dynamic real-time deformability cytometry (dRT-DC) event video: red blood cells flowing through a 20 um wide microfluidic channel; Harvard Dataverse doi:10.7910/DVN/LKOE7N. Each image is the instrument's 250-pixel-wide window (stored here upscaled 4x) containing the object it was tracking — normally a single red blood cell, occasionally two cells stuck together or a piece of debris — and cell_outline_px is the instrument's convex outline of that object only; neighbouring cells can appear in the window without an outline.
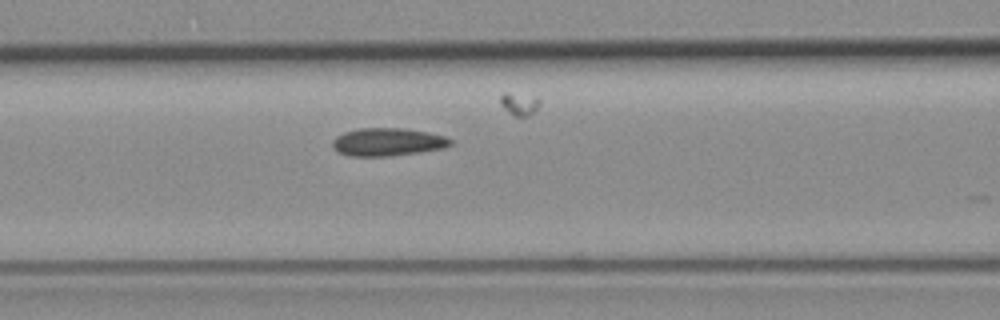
{"species": "common noctule bat (a hibernating species)", "species_latin": "Nyctalus noctula", "temperature_condition": "room temperature", "stored_images_in_passage": 11, "camera_frame_rate_fps": 3000, "um_per_image_px": 0.085, "animal": {"sex": "female", "body_mass_g": 19.3, "forearm_length_mm": 54.1}, "frame": {"image": 1, "passage_image": 7, "time_ms": 2.0, "image_size_px": [1000, 320], "cell_outline_px": [[452, 144], [444, 148], [388, 156], [352, 156], [340, 152], [332, 144], [332, 140], [336, 136], [344, 132], [360, 128], [404, 128], [428, 132], [444, 136], [452, 140]], "centroid_in_image_um": [32.96, 12.05], "position_along_channel_um": 133.6, "area_um2": 18.96}}
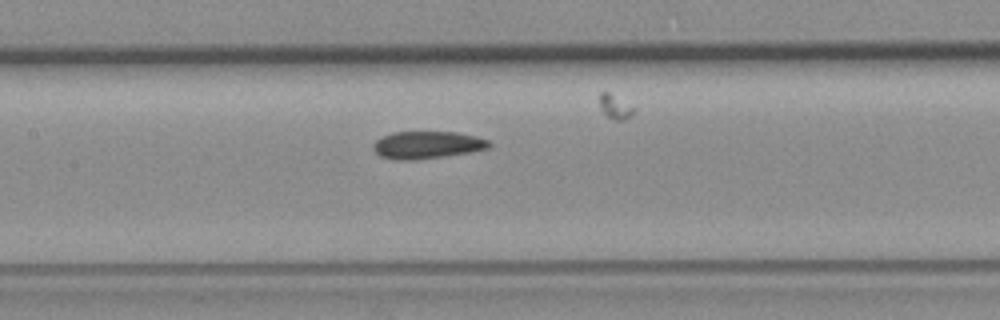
{"frame": {"image": 2, "passage_image": 10, "time_ms": 3.0, "image_size_px": [1000, 320], "cell_outline_px": [[492, 144], [488, 148], [468, 152], [412, 160], [396, 160], [380, 156], [372, 148], [372, 144], [376, 140], [392, 132], [456, 132], [476, 136], [488, 140]], "centroid_in_image_um": [36.27, 12.31], "position_along_channel_um": 171.1, "area_um2": 18.26}}